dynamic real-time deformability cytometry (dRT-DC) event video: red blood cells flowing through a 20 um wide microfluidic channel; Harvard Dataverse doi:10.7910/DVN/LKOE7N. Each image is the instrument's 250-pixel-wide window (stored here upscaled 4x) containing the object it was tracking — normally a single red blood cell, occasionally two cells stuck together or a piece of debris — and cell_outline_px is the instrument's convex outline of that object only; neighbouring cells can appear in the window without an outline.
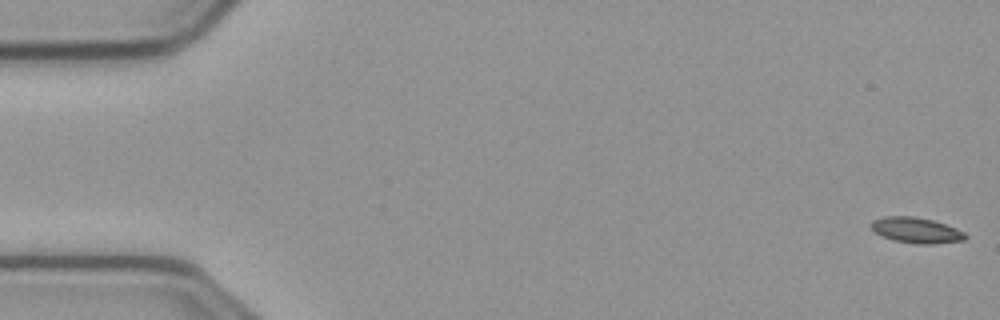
{"species": "common noctule bat (a hibernating species)", "species_latin": "Nyctalus noctula", "temperature_condition": "cold", "stored_images_in_passage": 46, "camera_frame_rate_fps": 3000, "um_per_image_px": 0.085, "animal": {"sex": "male", "body_mass_g": 23.1, "forearm_length_mm": 52.7}, "frame": {"image": 1, "passage_image": 1, "time_ms": 0.0, "image_size_px": [1000, 320], "cell_outline_px": [[968, 236], [964, 240], [932, 244], [916, 244], [896, 240], [884, 236], [876, 232], [868, 224], [872, 220], [884, 216], [912, 216], [932, 220], [956, 228], [964, 232]], "centroid_in_image_um": [77.88, 19.56], "position_along_channel_um": 7.1, "area_um2": 13.93}}
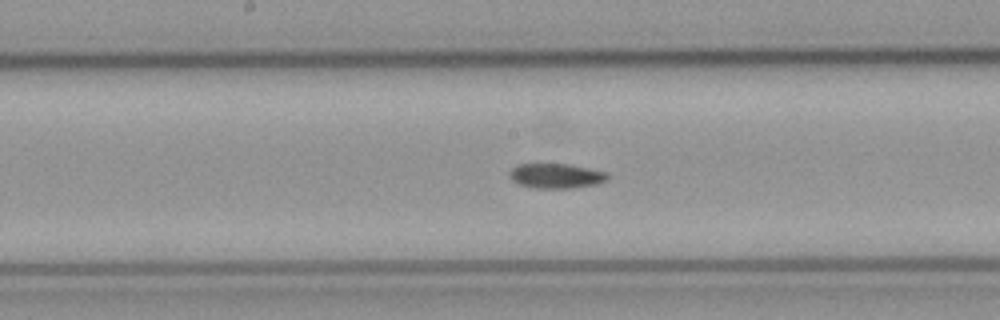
{"frame": {"image": 2, "passage_image": 29, "time_ms": 9.333, "image_size_px": [1000, 320], "cell_outline_px": [[608, 180], [596, 184], [572, 188], [532, 188], [520, 184], [512, 180], [508, 176], [508, 172], [516, 164], [568, 164], [608, 172]], "centroid_in_image_um": [47.25, 14.95], "position_along_channel_um": 201.0, "area_um2": 14.28}}
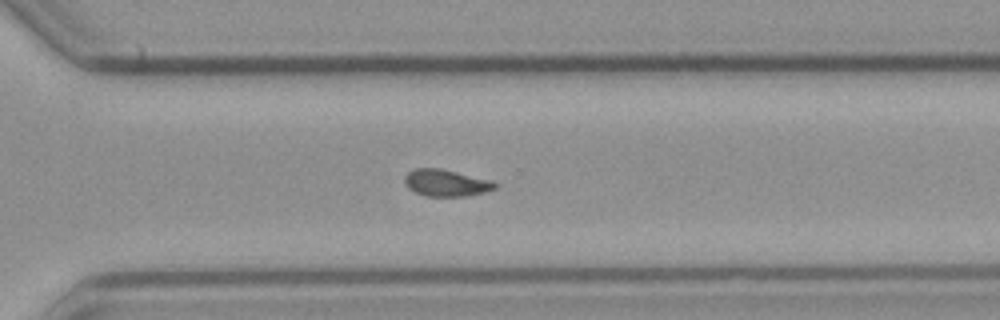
{"frame": {"image": 3, "passage_image": 40, "time_ms": 13.0, "image_size_px": [1000, 320], "cell_outline_px": [[496, 188], [484, 192], [468, 196], [424, 196], [408, 188], [404, 180], [404, 176], [408, 172], [416, 168], [440, 168], [492, 180], [496, 184]], "centroid_in_image_um": [37.91, 15.54], "position_along_channel_um": 332.7, "area_um2": 14.1}}